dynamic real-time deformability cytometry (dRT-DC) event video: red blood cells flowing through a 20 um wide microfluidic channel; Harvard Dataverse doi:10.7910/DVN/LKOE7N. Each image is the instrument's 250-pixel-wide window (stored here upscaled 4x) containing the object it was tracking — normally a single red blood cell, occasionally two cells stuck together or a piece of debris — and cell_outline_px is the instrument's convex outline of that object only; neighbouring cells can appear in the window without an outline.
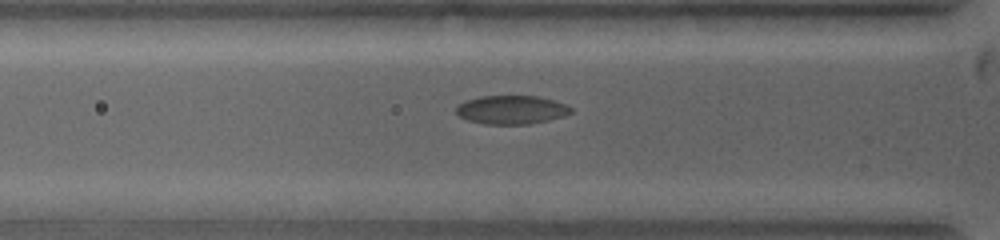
{"species": "common noctule bat (a hibernating species)", "species_latin": "Nyctalus noctula", "temperature_condition": "warm", "stored_images_in_passage": 2, "camera_frame_rate_fps": 5000, "um_per_image_px": 0.085, "animal": {"sex": "female", "body_mass_g": 19.0, "forearm_length_mm": 53.3}, "frame": {"image": 1, "passage_image": 2, "time_ms": 0.2, "image_size_px": [1000, 240], "cell_outline_px": [[932, 176], [916, 184], [900, 184], [832, 180], [796, 176], [800, 172], [860, 168], [884, 168], [928, 172]], "centroid_in_image_um": [73.97, 14.92], "position_along_channel_um": 51.8, "area_um2": 10.87}}